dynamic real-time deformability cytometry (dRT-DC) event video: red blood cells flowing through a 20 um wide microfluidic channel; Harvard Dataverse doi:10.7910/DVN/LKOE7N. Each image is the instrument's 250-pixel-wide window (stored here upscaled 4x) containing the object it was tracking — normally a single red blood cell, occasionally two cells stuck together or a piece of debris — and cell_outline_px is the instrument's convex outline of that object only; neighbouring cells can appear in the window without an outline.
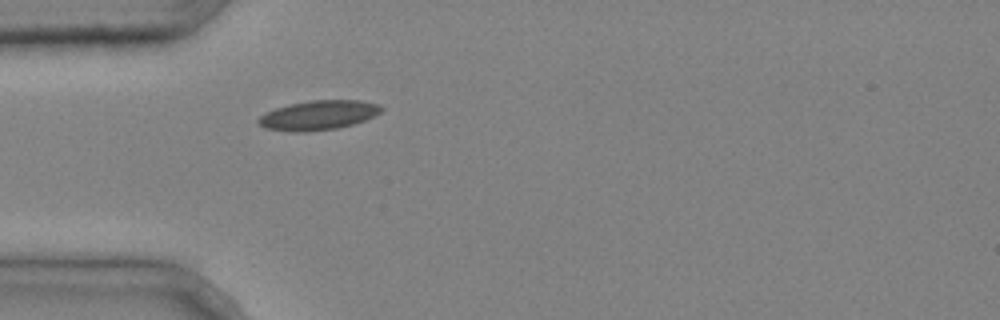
{"species": "common noctule bat (a hibernating species)", "species_latin": "Nyctalus noctula", "temperature_condition": "cold", "stored_images_in_passage": 3, "camera_frame_rate_fps": 3000, "um_per_image_px": 0.085, "animal": {"sex": "male", "body_mass_g": 20.4}, "frame": {"image": 1, "passage_image": 3, "time_ms": 0.667, "image_size_px": [1000, 320], "cell_outline_px": [[384, 108], [380, 112], [364, 120], [352, 124], [336, 128], [308, 132], [292, 132], [264, 128], [256, 120], [260, 116], [276, 108], [292, 104], [312, 100], [360, 100], [380, 104]], "centroid_in_image_um": [27.07, 9.79], "position_along_channel_um": 57.9, "area_um2": 20.92}}